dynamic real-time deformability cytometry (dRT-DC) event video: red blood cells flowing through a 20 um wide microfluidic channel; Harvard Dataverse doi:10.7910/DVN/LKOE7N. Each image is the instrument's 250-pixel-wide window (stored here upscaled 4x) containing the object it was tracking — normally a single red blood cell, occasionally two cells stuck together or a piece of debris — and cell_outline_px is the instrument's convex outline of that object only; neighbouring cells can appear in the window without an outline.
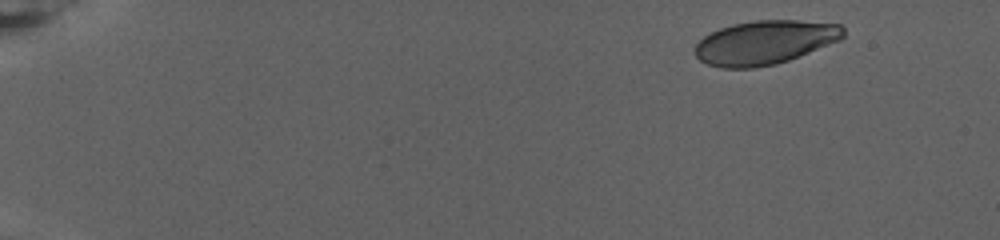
{"species": "human", "species_latin": "Homo sapiens", "temperature_condition": "warm", "stored_images_in_passage": 74, "camera_frame_rate_fps": 3000, "um_per_image_px": 0.085, "donor": {"sex": "female"}, "frame": {"image": 1, "passage_image": 1, "time_ms": 0.0, "image_size_px": [1000, 240], "cell_outline_px": [[844, 36], [840, 40], [788, 60], [776, 64], [752, 68], [720, 68], [708, 64], [700, 60], [696, 56], [696, 44], [704, 36], [720, 28], [732, 24], [756, 20], [796, 20], [840, 24], [844, 28]], "centroid_in_image_um": [65.01, 3.6], "position_along_channel_um": 20.0, "area_um2": 37.8}}
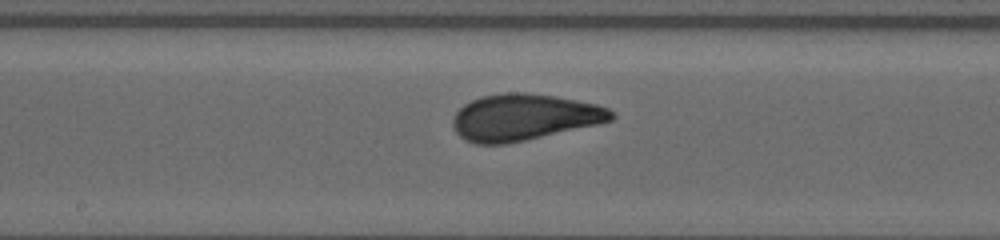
{"frame": {"image": 2, "passage_image": 39, "time_ms": 12.667, "image_size_px": [1000, 240], "cell_outline_px": [[616, 116], [612, 120], [596, 124], [524, 140], [504, 144], [476, 144], [464, 140], [452, 128], [452, 120], [456, 112], [464, 104], [472, 100], [484, 96], [504, 92], [524, 92], [556, 96], [596, 104], [608, 108]], "centroid_in_image_um": [44.5, 9.96], "position_along_channel_um": 203.7, "area_um2": 42.6}}
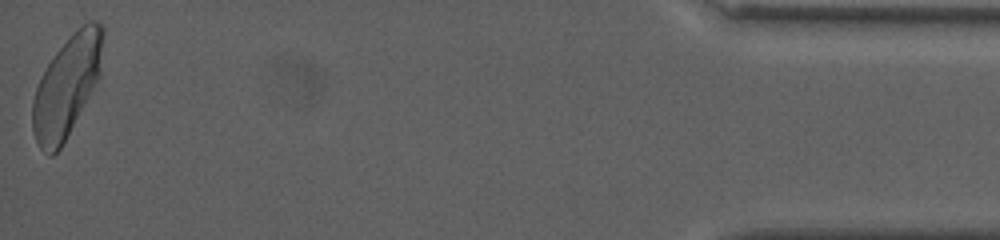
{"frame": {"image": 3, "passage_image": 74, "time_ms": 24.333, "image_size_px": [1000, 240], "cell_outline_px": [[104, 36], [100, 76], [60, 148], [52, 156], [48, 156], [40, 148], [36, 140], [32, 128], [32, 100], [36, 88], [48, 64], [56, 52], [88, 20], [96, 20], [104, 28]], "centroid_in_image_um": [5.68, 7.34], "position_along_channel_um": 429.5, "area_um2": 40.58}, "authors_computed_cell_mechanics": {"area_um2": 40.8357, "velocity_mm_per_s": 2.6048, "shape_relaxation_time_tau1_ms": 7.2014, "shape_relaxation_time_tau2_ms": 1.2699, "deformation_change_tau1": 0.1921, "deformation_change_tau2": 0.0628}}